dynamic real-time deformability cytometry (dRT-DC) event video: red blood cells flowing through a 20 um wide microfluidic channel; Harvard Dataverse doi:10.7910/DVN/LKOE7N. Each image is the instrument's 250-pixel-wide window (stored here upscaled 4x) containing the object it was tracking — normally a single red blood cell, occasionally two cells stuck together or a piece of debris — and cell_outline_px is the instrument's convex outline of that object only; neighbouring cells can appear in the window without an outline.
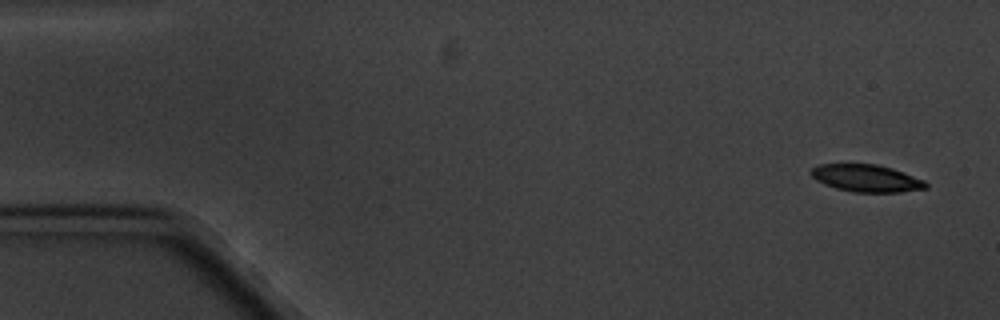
{"species": "common noctule bat (a hibernating species)", "species_latin": "Nyctalus noctula", "temperature_condition": "cold", "stored_images_in_passage": 5, "camera_frame_rate_fps": 3000, "um_per_image_px": 0.085, "animal": {"sex": "male", "body_mass_g": 20.1, "forearm_length_mm": 53.5}, "frame": {"image": 1, "passage_image": 1, "time_ms": 0.0, "image_size_px": [1000, 320], "cell_outline_px": [[928, 188], [900, 192], [852, 192], [836, 188], [824, 184], [816, 180], [808, 172], [812, 168], [820, 164], [876, 164], [892, 168], [904, 172], [924, 180], [928, 184]], "centroid_in_image_um": [73.64, 15.15], "position_along_channel_um": 11.4, "area_um2": 18.32}}
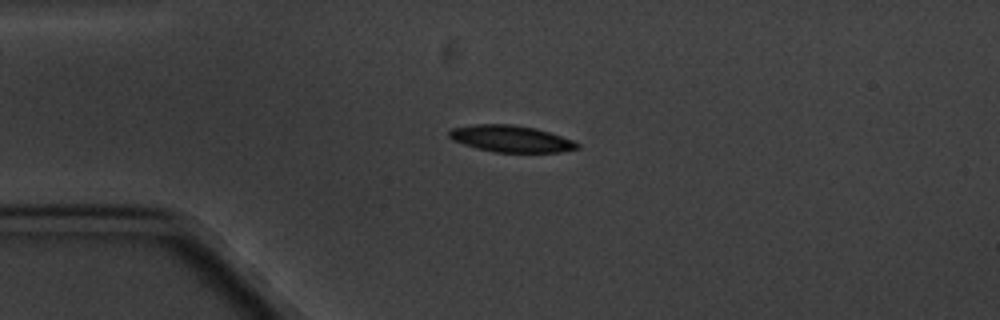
{"frame": {"image": 2, "passage_image": 4, "time_ms": 3.667, "image_size_px": [1000, 320], "cell_outline_px": [[580, 148], [560, 152], [496, 152], [476, 148], [452, 140], [448, 136], [448, 132], [452, 128], [472, 124], [512, 124], [536, 128], [572, 140], [580, 144]], "centroid_in_image_um": [43.41, 11.79], "position_along_channel_um": 41.6, "area_um2": 19.88}}